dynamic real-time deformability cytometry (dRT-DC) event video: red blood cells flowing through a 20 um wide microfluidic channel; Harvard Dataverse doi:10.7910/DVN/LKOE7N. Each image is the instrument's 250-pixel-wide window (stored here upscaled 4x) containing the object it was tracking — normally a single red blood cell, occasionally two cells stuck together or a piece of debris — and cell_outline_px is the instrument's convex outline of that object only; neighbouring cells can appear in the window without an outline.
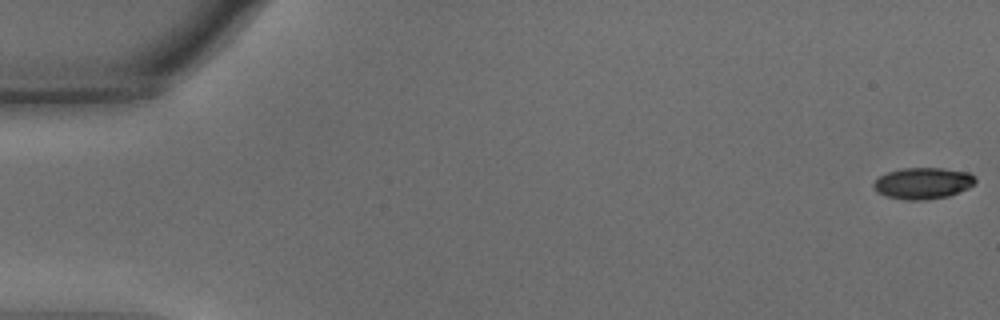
{"species": "common noctule bat (a hibernating species)", "species_latin": "Nyctalus noctula", "temperature_condition": "warm", "stored_images_in_passage": 16, "camera_frame_rate_fps": 3000, "um_per_image_px": 0.085, "animal": {"sex": "male", "body_mass_g": 15.6}, "frame": {"image": 1, "passage_image": 1, "time_ms": 0.0, "image_size_px": [1000, 320], "cell_outline_px": [[976, 180], [968, 188], [948, 196], [928, 200], [904, 200], [888, 196], [876, 192], [872, 184], [880, 176], [888, 172], [904, 168], [940, 168], [968, 172]], "centroid_in_image_um": [78.42, 15.58], "position_along_channel_um": 6.6, "area_um2": 18.44}}
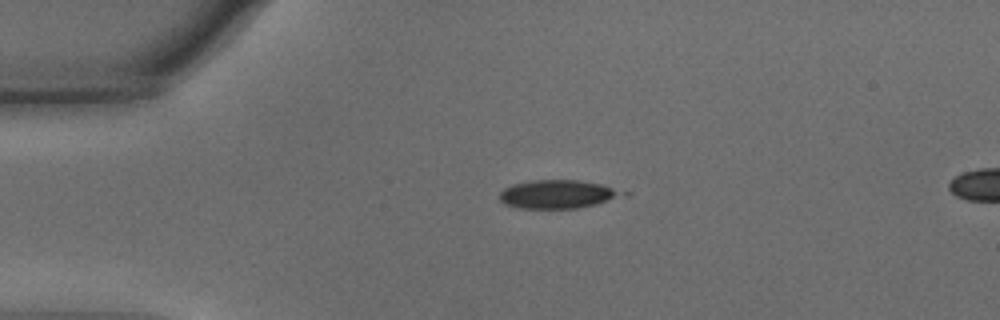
{"frame": {"image": 2, "passage_image": 13, "time_ms": 4.0, "image_size_px": [1000, 320], "cell_outline_px": [[632, 192], [628, 196], [596, 204], [576, 208], [516, 208], [504, 204], [500, 200], [500, 192], [504, 188], [512, 184], [532, 180], [580, 180], [600, 184]], "centroid_in_image_um": [47.48, 16.5], "position_along_channel_um": 37.5, "area_um2": 20.75}}